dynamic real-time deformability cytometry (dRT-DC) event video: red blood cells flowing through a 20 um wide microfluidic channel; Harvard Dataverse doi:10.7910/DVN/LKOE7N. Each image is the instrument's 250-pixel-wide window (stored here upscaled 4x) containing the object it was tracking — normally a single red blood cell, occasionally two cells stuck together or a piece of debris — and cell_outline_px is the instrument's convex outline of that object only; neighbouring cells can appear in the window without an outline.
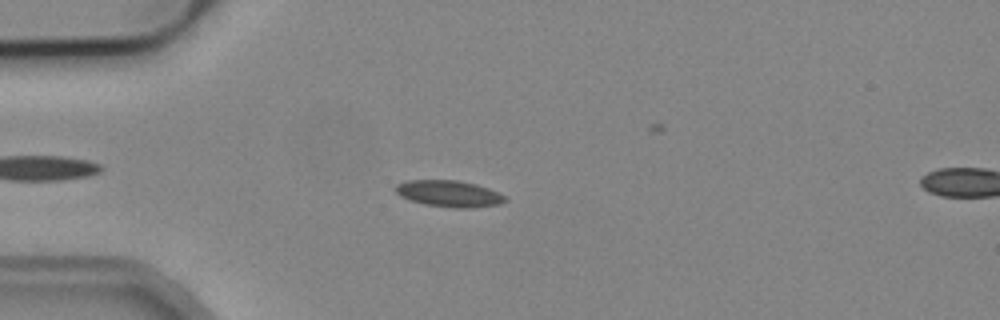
{"species": "common noctule bat (a hibernating species)", "species_latin": "Nyctalus noctula", "temperature_condition": "cold", "stored_images_in_passage": 12, "camera_frame_rate_fps": 3000, "um_per_image_px": 0.085, "animal": {"sex": "male", "body_mass_g": 19.2, "forearm_length_mm": 51.8}, "frame": {"image": 1, "passage_image": 10, "time_ms": 3.0, "image_size_px": [1000, 320], "cell_outline_px": [[508, 200], [500, 204], [472, 208], [452, 208], [424, 204], [400, 196], [396, 192], [396, 184], [408, 180], [456, 180], [476, 184], [488, 188], [504, 196]], "centroid_in_image_um": [38.18, 16.46], "position_along_channel_um": 46.8, "area_um2": 16.82}}